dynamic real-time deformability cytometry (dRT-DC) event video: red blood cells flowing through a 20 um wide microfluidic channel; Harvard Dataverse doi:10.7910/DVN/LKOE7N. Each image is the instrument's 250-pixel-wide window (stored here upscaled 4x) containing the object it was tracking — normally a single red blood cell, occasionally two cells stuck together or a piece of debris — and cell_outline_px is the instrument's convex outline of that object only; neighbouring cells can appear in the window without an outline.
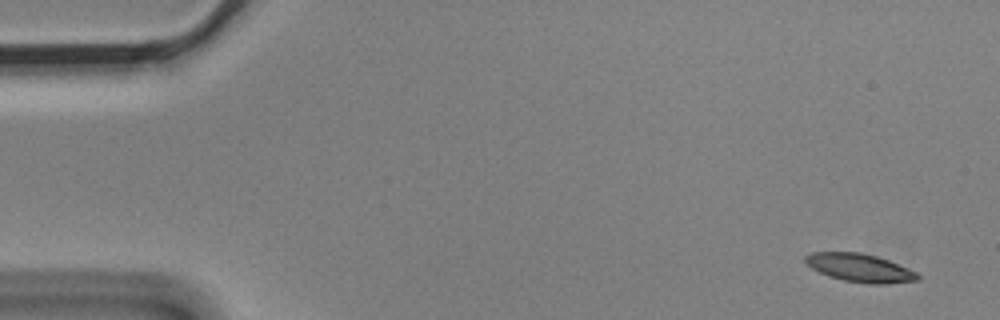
{"species": "Egyptian fruit bat (a non-hibernating species)", "species_latin": "Rousettus aegyptiacus", "temperature_condition": "cold", "stored_images_in_passage": 4, "camera_frame_rate_fps": 3000, "um_per_image_px": 0.085, "animal": {"sex": "male"}, "frame": {"image": 1, "passage_image": 1, "time_ms": 0.0, "image_size_px": [1000, 320], "cell_outline_px": [[920, 280], [884, 284], [868, 284], [844, 280], [828, 276], [812, 268], [804, 260], [804, 256], [812, 252], [860, 252], [876, 256], [888, 260], [908, 268], [916, 272], [920, 276]], "centroid_in_image_um": [73.09, 22.77], "position_along_channel_um": 11.9, "area_um2": 18.44}}
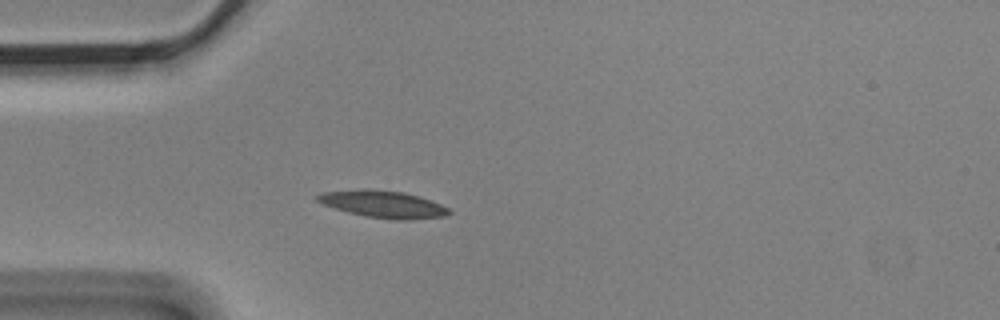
{"frame": {"image": 2, "passage_image": 4, "time_ms": 1.0, "image_size_px": [1000, 320], "cell_outline_px": [[452, 212], [444, 216], [412, 220], [396, 220], [364, 216], [348, 212], [324, 204], [316, 200], [312, 196], [324, 192], [360, 188], [368, 188], [404, 192], [420, 196], [440, 204], [448, 208]], "centroid_in_image_um": [32.55, 17.34], "position_along_channel_um": 52.5, "area_um2": 20.98}}